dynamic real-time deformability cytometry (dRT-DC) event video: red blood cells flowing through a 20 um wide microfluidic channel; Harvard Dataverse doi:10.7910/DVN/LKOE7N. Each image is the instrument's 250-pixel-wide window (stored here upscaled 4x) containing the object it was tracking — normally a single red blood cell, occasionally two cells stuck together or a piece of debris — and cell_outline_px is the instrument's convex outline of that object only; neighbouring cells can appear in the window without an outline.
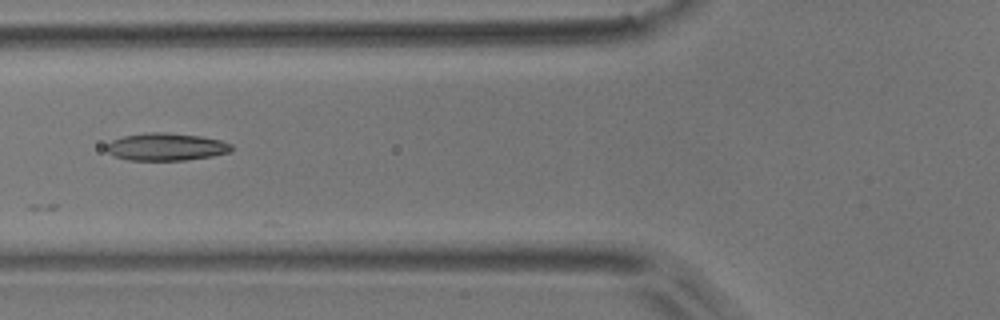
{"species": "common noctule bat (a hibernating species)", "species_latin": "Nyctalus noctula", "temperature_condition": "room temperature", "stored_images_in_passage": 9, "camera_frame_rate_fps": 3000, "um_per_image_px": 0.085, "animal": {"sex": "male", "body_mass_g": 17.9}, "frame": {"image": 1, "passage_image": 6, "time_ms": 1.667, "image_size_px": [1000, 320], "cell_outline_px": [[232, 152], [212, 156], [184, 160], [128, 160], [116, 156], [108, 152], [104, 148], [112, 140], [124, 136], [148, 132], [164, 132], [200, 136], [220, 140], [232, 144]], "centroid_in_image_um": [14.14, 12.48], "position_along_channel_um": 111.7, "area_um2": 20.0}}
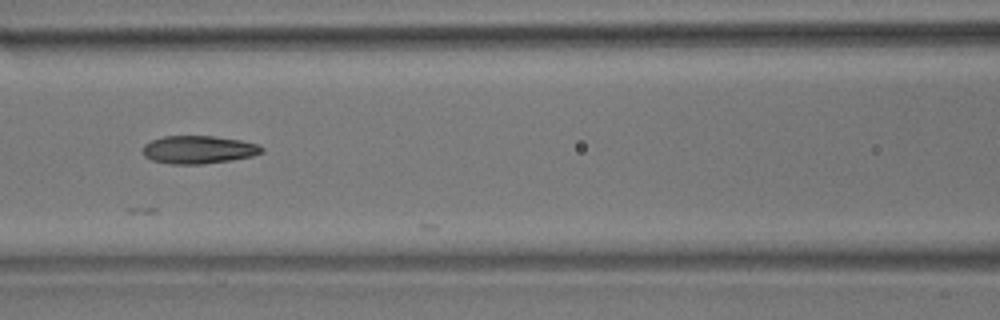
{"frame": {"image": 2, "passage_image": 7, "time_ms": 2.0, "image_size_px": [1000, 320], "cell_outline_px": [[264, 152], [252, 156], [232, 160], [204, 164], [172, 164], [152, 160], [144, 156], [144, 144], [152, 140], [164, 136], [216, 136], [240, 140], [256, 144], [264, 148]], "centroid_in_image_um": [16.89, 12.72], "position_along_channel_um": 149.7, "area_um2": 19.36}}
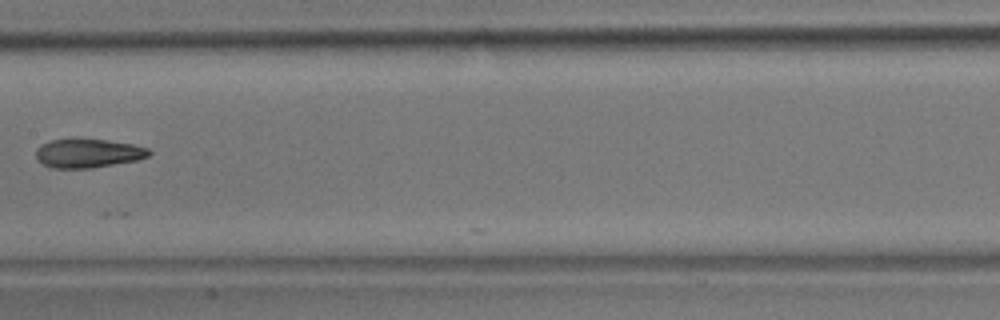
{"frame": {"image": 3, "passage_image": 8, "time_ms": 2.333, "image_size_px": [1000, 320], "cell_outline_px": [[152, 152], [148, 156], [136, 160], [92, 168], [52, 168], [44, 164], [36, 156], [36, 148], [40, 144], [52, 140], [72, 136], [80, 136], [108, 140], [132, 144], [148, 148]], "centroid_in_image_um": [7.45, 12.97], "position_along_channel_um": 199.9, "area_um2": 19.59}}